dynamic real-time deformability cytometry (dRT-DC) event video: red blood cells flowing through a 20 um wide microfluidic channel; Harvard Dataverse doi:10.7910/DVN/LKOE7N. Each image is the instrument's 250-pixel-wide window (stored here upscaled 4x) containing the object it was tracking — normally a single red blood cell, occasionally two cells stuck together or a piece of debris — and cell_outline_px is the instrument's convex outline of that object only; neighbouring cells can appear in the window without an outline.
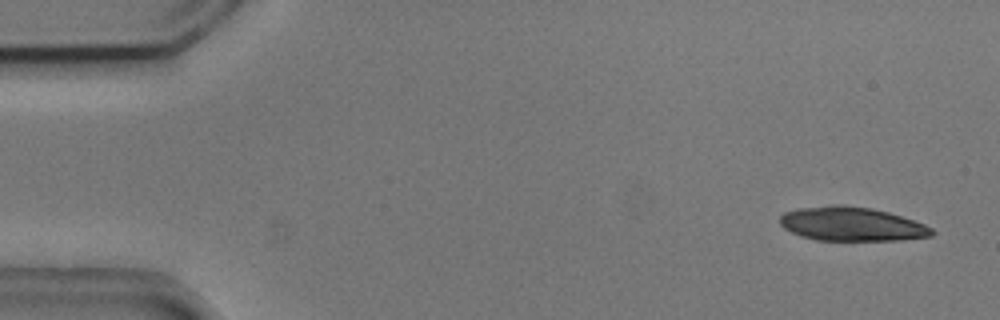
{"species": "common noctule bat (a hibernating species)", "species_latin": "Nyctalus noctula", "temperature_condition": "cold", "stored_images_in_passage": 7, "camera_frame_rate_fps": 3000, "um_per_image_px": 0.085, "animal": {"sex": "male", "body_mass_g": 20.5, "forearm_length_mm": 52.5}, "frame": {"image": 1, "passage_image": 1, "time_ms": 0.0, "image_size_px": [1000, 320], "cell_outline_px": [[936, 232], [932, 236], [900, 240], [816, 240], [800, 236], [784, 228], [780, 224], [780, 216], [784, 212], [800, 208], [832, 204], [844, 204], [872, 208], [888, 212], [924, 224], [932, 228]], "centroid_in_image_um": [72.38, 19.04], "position_along_channel_um": 12.6, "area_um2": 30.17}}
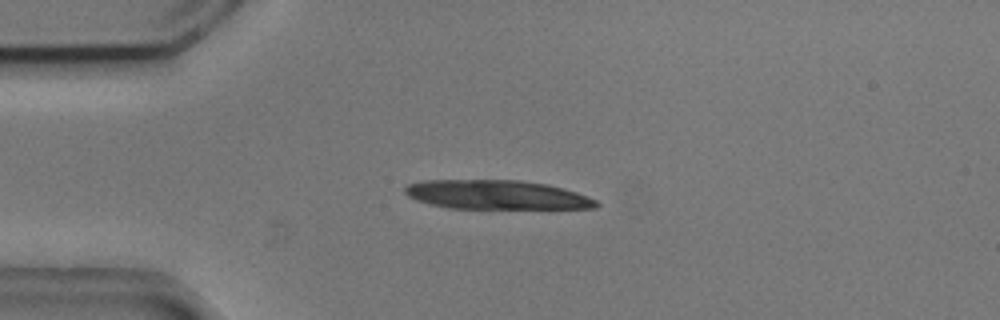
{"frame": {"image": 2, "passage_image": 4, "time_ms": 1.0, "image_size_px": [1000, 320], "cell_outline_px": [[600, 204], [596, 208], [448, 208], [428, 204], [416, 200], [408, 196], [404, 192], [404, 188], [408, 184], [424, 180], [520, 180], [548, 184], [564, 188], [588, 196], [596, 200]], "centroid_in_image_um": [42.2, 16.55], "position_along_channel_um": 42.8, "area_um2": 32.54}}